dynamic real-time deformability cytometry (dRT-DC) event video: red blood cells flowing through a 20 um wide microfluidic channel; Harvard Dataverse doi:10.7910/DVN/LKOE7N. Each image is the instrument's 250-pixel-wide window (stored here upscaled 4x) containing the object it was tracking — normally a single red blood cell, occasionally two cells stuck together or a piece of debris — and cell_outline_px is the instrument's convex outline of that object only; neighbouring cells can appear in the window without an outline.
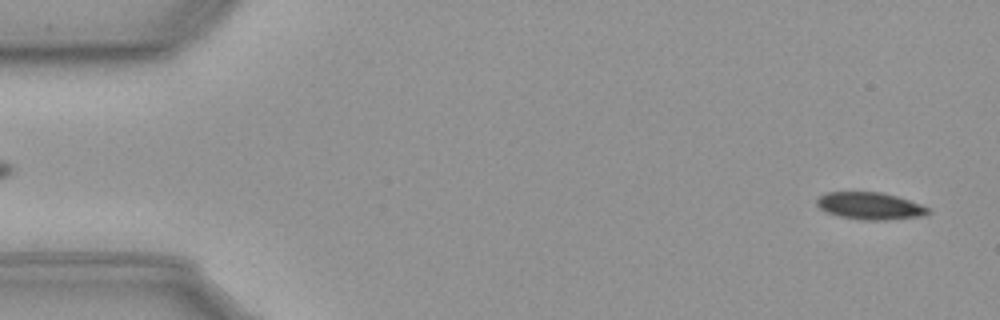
{"species": "common noctule bat (a hibernating species)", "species_latin": "Nyctalus noctula", "temperature_condition": "cold", "stored_images_in_passage": 56, "camera_frame_rate_fps": 3000, "um_per_image_px": 0.085, "animal": {"sex": "male", "body_mass_g": 23.1, "forearm_length_mm": 52.7}, "frame": {"image": 1, "passage_image": 2, "time_ms": 0.333, "image_size_px": [1000, 320], "cell_outline_px": [[932, 212], [924, 216], [888, 220], [864, 220], [840, 216], [828, 212], [820, 208], [816, 204], [816, 200], [824, 192], [880, 192], [896, 196], [920, 204], [928, 208]], "centroid_in_image_um": [73.96, 17.5], "position_along_channel_um": 11.0, "area_um2": 17.57}}
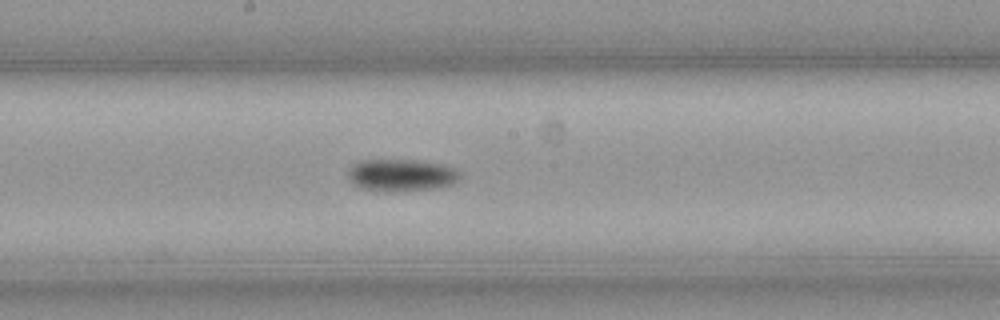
{"frame": {"image": 2, "passage_image": 29, "time_ms": 9.333, "image_size_px": [1000, 320], "cell_outline_px": [[460, 176], [452, 184], [436, 188], [388, 192], [384, 192], [360, 188], [352, 184], [348, 176], [348, 172], [352, 164], [360, 160], [412, 160], [440, 164], [452, 168]], "centroid_in_image_um": [34.02, 14.9], "position_along_channel_um": 214.2, "area_um2": 20.81}}
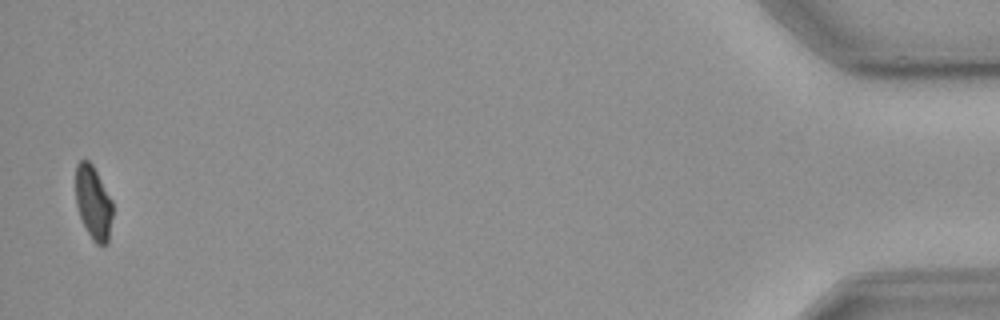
{"frame": {"image": 3, "passage_image": 55, "time_ms": 18.0, "image_size_px": [1000, 320], "cell_outline_px": [[112, 216], [108, 244], [96, 244], [92, 240], [80, 216], [76, 204], [76, 164], [80, 160], [88, 160], [92, 164], [112, 200]], "centroid_in_image_um": [7.93, 17.23], "position_along_channel_um": 427.3, "area_um2": 15.72}, "authors_computed_cell_mechanics": {"area_um2": 18.496, "velocity_mm_per_s": 3.6049, "shape_relaxation_time_tau1_ms": 2.8563, "shape_relaxation_time_tau2_ms": null, "deformation_change_tau1": 0.1035, "deformation_change_tau2": null}}